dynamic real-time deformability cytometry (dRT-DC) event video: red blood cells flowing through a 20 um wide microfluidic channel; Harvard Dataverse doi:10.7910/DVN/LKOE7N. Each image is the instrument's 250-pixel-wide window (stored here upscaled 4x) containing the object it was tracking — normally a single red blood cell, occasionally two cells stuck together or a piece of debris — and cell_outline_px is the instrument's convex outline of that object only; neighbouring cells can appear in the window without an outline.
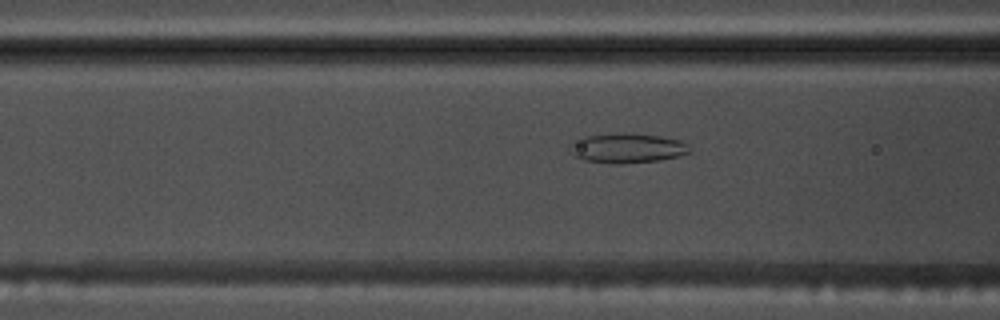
{"species": "common noctule bat (a hibernating species)", "species_latin": "Nyctalus noctula", "temperature_condition": "warm", "stored_images_in_passage": 55, "camera_frame_rate_fps": 3000, "um_per_image_px": 0.085, "animal": {"sex": "male", "body_mass_g": 17.5, "forearm_length_mm": 52.3}, "frame": {"image": 1, "passage_image": 22, "time_ms": 7.0, "image_size_px": [1000, 320], "cell_outline_px": [[692, 152], [660, 160], [620, 164], [612, 164], [584, 160], [572, 156], [568, 148], [568, 144], [580, 136], [616, 132], [628, 132], [656, 136], [680, 140], [688, 144]], "centroid_in_image_um": [53.21, 12.58], "position_along_channel_um": 113.4, "area_um2": 21.27}}
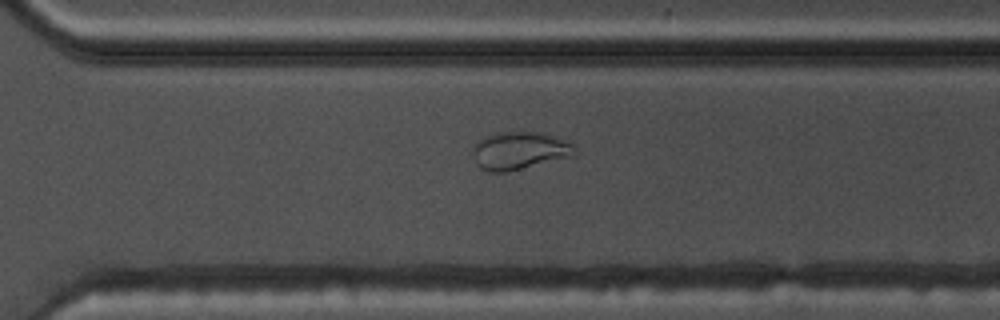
{"frame": {"image": 2, "passage_image": 39, "time_ms": 12.667, "image_size_px": [1000, 320], "cell_outline_px": [[576, 152], [572, 156], [508, 172], [488, 172], [480, 168], [476, 164], [472, 156], [472, 148], [484, 136], [496, 132], [544, 132], [568, 140], [576, 148]], "centroid_in_image_um": [44.14, 12.8], "position_along_channel_um": 326.5, "area_um2": 22.77}}
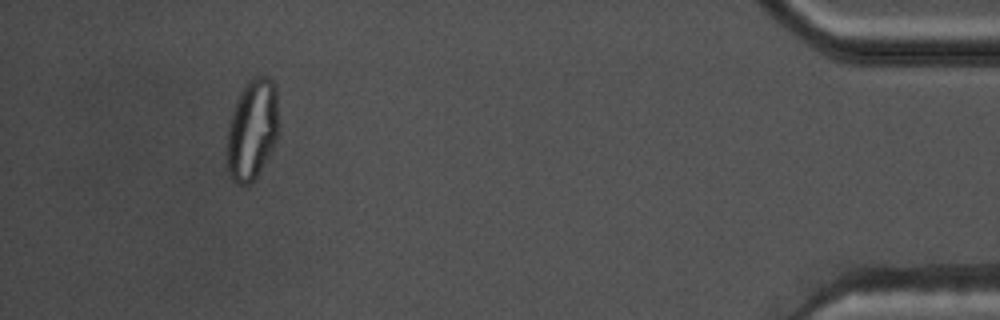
{"frame": {"image": 3, "passage_image": 51, "time_ms": 16.667, "image_size_px": [1000, 320], "cell_outline_px": [[280, 132], [272, 148], [256, 176], [248, 184], [236, 184], [232, 180], [228, 172], [228, 124], [236, 100], [244, 84], [252, 76], [268, 76], [276, 84]], "centroid_in_image_um": [21.47, 10.94], "position_along_channel_um": 413.7, "area_um2": 30.58}, "authors_computed_cell_mechanics": {"area_um2": 25.6054, "velocity_mm_per_s": 3.7725, "shape_relaxation_time_tau1_ms": null, "shape_relaxation_time_tau2_ms": 1.4901, "deformation_change_tau1": null, "deformation_change_tau2": 0.068}}